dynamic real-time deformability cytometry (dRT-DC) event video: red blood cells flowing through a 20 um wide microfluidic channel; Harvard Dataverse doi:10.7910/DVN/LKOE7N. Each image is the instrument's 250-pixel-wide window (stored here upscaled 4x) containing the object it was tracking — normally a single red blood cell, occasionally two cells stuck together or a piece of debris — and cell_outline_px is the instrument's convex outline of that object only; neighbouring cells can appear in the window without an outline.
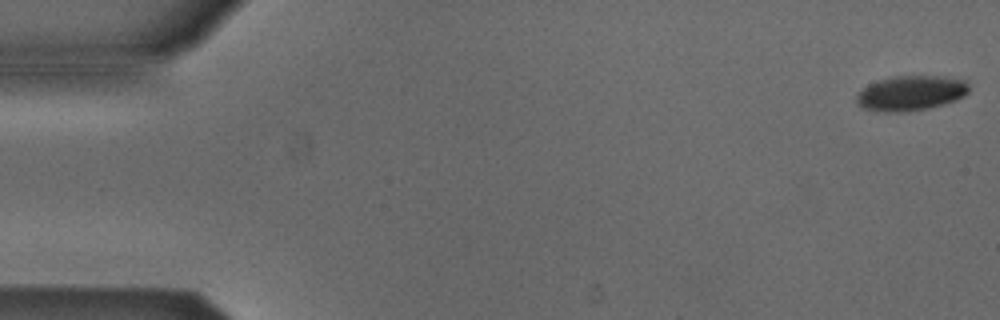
{"species": "Egyptian fruit bat (a non-hibernating species)", "species_latin": "Rousettus aegyptiacus", "temperature_condition": "cold", "stored_images_in_passage": 53, "camera_frame_rate_fps": 3000, "um_per_image_px": 0.085, "animal": {"sex": "male"}, "frame": {"image": 1, "passage_image": 1, "time_ms": 0.0, "image_size_px": [1000, 320], "cell_outline_px": [[968, 92], [964, 96], [956, 100], [944, 104], [928, 108], [904, 112], [884, 112], [860, 108], [856, 104], [856, 96], [868, 84], [880, 80], [896, 76], [944, 76], [964, 80], [968, 84]], "centroid_in_image_um": [77.41, 7.93], "position_along_channel_um": 7.6, "area_um2": 22.95}}
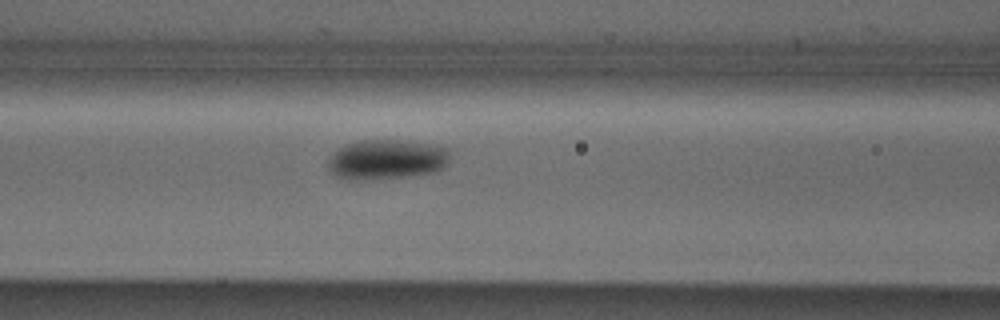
{"frame": {"image": 2, "passage_image": 22, "time_ms": 7.0, "image_size_px": [1000, 320], "cell_outline_px": [[452, 156], [448, 164], [436, 172], [416, 176], [356, 180], [348, 180], [336, 176], [328, 168], [328, 160], [340, 148], [348, 144], [360, 140], [396, 140], [436, 144], [448, 148]], "centroid_in_image_um": [32.95, 13.56], "position_along_channel_um": 133.6, "area_um2": 28.67}}
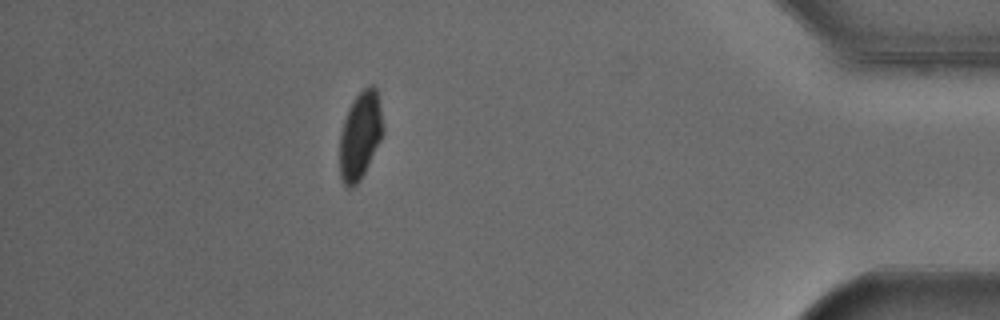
{"frame": {"image": 3, "passage_image": 47, "time_ms": 15.333, "image_size_px": [1000, 320], "cell_outline_px": [[384, 132], [360, 180], [352, 188], [344, 188], [340, 180], [340, 132], [348, 108], [352, 100], [368, 84], [372, 84], [376, 88], [384, 128]], "centroid_in_image_um": [30.59, 11.53], "position_along_channel_um": 404.6, "area_um2": 22.14}, "authors_computed_cell_mechanics": {"area_um2": 25.2008, "velocity_mm_per_s": 3.8524, "shape_relaxation_time_tau1_ms": 5.6016, "shape_relaxation_time_tau2_ms": null, "deformation_change_tau1": 0.1043, "deformation_change_tau2": null}}